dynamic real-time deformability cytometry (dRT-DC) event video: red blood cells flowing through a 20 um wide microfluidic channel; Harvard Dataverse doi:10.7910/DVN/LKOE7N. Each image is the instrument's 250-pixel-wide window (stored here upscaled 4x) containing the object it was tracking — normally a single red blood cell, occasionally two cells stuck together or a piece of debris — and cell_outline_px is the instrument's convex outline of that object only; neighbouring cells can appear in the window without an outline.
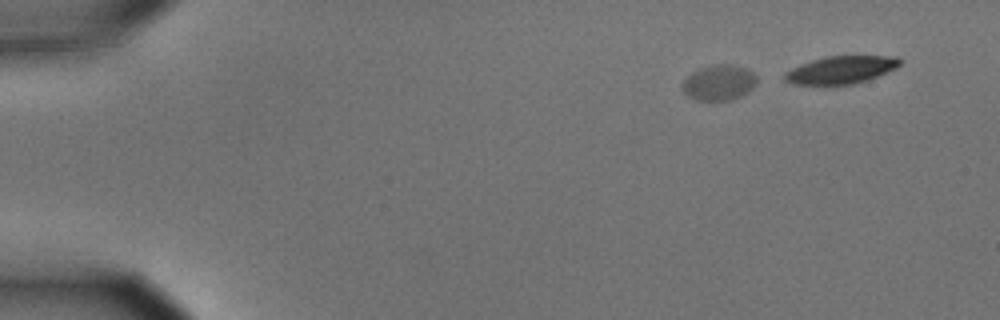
{"species": "common noctule bat (a hibernating species)", "species_latin": "Nyctalus noctula", "temperature_condition": "cold", "stored_images_in_passage": 5, "camera_frame_rate_fps": 3000, "um_per_image_px": 0.085, "animal": {"sex": "male", "body_mass_g": 15.6}, "frame": {"image": 1, "passage_image": 1, "time_ms": 0.0, "image_size_px": [1000, 320], "cell_outline_px": [[756, 84], [752, 88], [740, 96], [728, 100], [696, 100], [688, 96], [680, 88], [680, 84], [692, 72], [700, 68], [712, 64], [732, 64], [744, 68], [752, 72], [756, 76]], "centroid_in_image_um": [61.07, 7.01], "position_along_channel_um": 23.9, "area_um2": 15.37}}
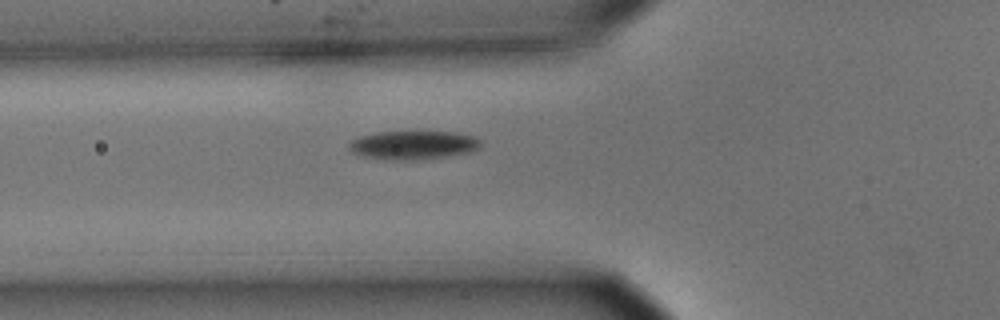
{"frame": {"image": 2, "passage_image": 5, "time_ms": 1.333, "image_size_px": [1000, 320], "cell_outline_px": [[480, 144], [476, 148], [468, 152], [444, 156], [364, 156], [352, 152], [348, 148], [348, 144], [352, 140], [360, 136], [376, 132], [452, 132], [472, 136], [480, 140]], "centroid_in_image_um": [35.11, 12.25], "position_along_channel_um": 90.7, "area_um2": 20.06}}